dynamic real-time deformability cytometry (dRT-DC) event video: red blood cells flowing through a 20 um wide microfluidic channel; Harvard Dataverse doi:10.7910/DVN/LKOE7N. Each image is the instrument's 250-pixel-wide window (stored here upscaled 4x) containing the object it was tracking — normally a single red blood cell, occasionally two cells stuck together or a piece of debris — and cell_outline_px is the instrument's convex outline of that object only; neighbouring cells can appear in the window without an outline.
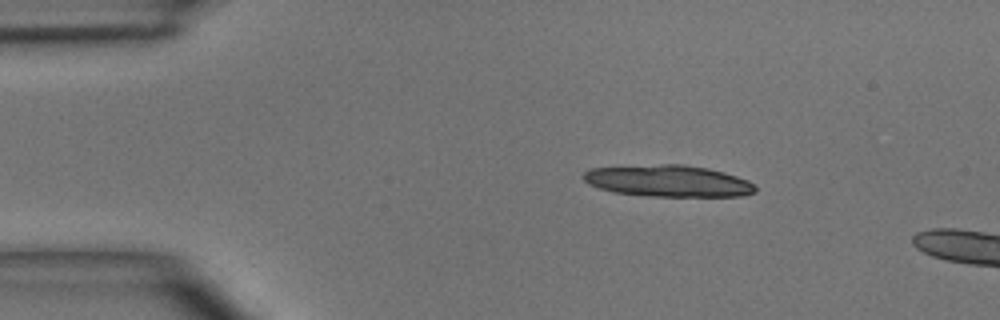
{"species": "common noctule bat (a hibernating species)", "species_latin": "Nyctalus noctula", "temperature_condition": "room temperature", "stored_images_in_passage": 2, "camera_frame_rate_fps": 3000, "um_per_image_px": 0.085, "animal": {"sex": "male", "body_mass_g": 15.6}, "frame": {"image": 1, "passage_image": 1, "time_ms": 0.0, "image_size_px": [1000, 320], "cell_outline_px": [[756, 192], [740, 196], [648, 196], [612, 192], [588, 184], [580, 176], [588, 168], [660, 164], [684, 164], [708, 168], [724, 172], [748, 180], [756, 188]], "centroid_in_image_um": [56.75, 15.37], "position_along_channel_um": 28.2, "area_um2": 31.85}}